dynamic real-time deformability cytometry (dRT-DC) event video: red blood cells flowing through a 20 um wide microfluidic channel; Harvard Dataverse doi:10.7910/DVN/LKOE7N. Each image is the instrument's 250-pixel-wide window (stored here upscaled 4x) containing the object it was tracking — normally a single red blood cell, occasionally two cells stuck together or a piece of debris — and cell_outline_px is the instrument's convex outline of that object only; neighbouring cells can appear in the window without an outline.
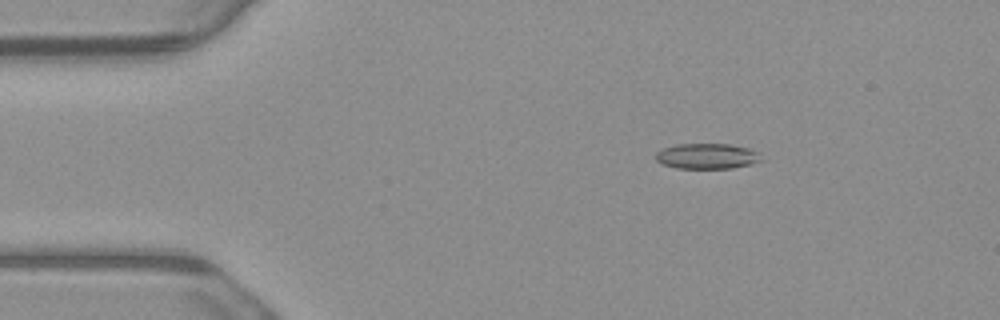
{"species": "common noctule bat (a hibernating species)", "species_latin": "Nyctalus noctula", "temperature_condition": "warm", "stored_images_in_passage": 5, "camera_frame_rate_fps": 3000, "um_per_image_px": 0.085, "animal": {"sex": "male", "body_mass_g": 23.1, "forearm_length_mm": 52.7}, "frame": {"image": 1, "passage_image": 3, "time_ms": 0.667, "image_size_px": [1000, 320], "cell_outline_px": [[764, 160], [752, 164], [732, 168], [676, 168], [664, 164], [656, 160], [656, 152], [664, 148], [676, 144], [728, 144], [748, 148], [756, 152]], "centroid_in_image_um": [60.11, 13.27], "position_along_channel_um": 24.9, "area_um2": 15.55}}